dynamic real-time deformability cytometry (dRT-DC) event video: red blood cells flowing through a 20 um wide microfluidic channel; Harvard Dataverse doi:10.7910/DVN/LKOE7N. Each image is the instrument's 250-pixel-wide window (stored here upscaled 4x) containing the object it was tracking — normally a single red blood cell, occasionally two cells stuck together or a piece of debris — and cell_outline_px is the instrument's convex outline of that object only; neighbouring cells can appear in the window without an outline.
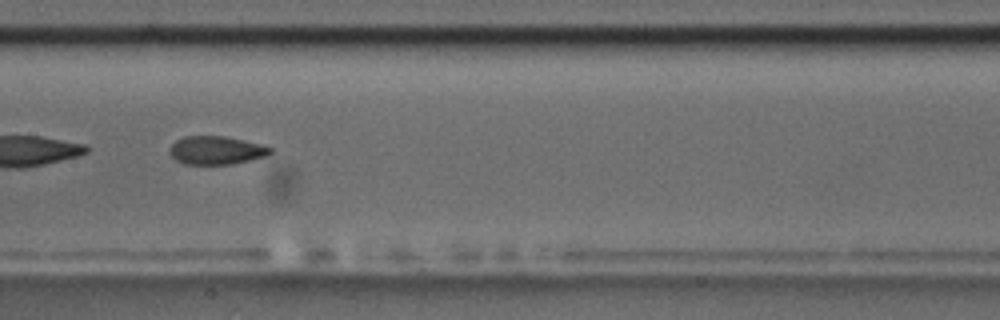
{"species": "common noctule bat (a hibernating species)", "species_latin": "Nyctalus noctula", "temperature_condition": "room temperature", "stored_images_in_passage": 19, "camera_frame_rate_fps": 3000, "um_per_image_px": 0.085, "animal": {"sex": "male", "body_mass_g": 17.5, "forearm_length_mm": 52.3}, "frame": {"image": 1, "passage_image": 11, "time_ms": 3.333, "image_size_px": [1000, 320], "cell_outline_px": [[272, 152], [268, 156], [232, 164], [184, 164], [176, 160], [168, 152], [168, 148], [176, 140], [184, 136], [224, 136], [264, 144], [272, 148]], "centroid_in_image_um": [18.39, 12.77], "position_along_channel_um": 189.0, "area_um2": 16.82}}
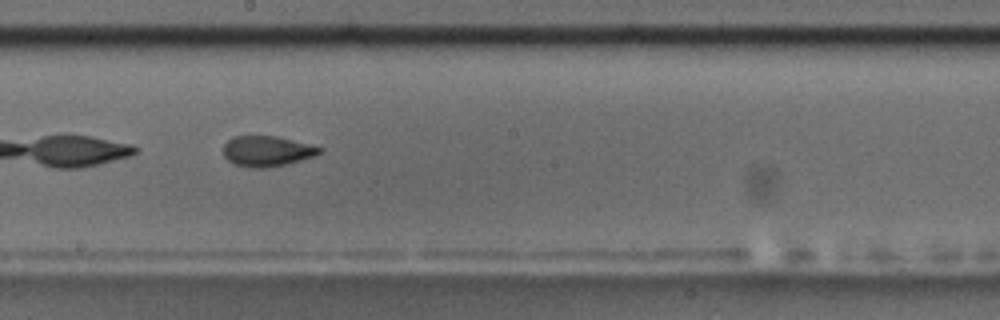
{"frame": {"image": 2, "passage_image": 14, "time_ms": 4.333, "image_size_px": [1000, 320], "cell_outline_px": [[324, 148], [320, 152], [312, 156], [300, 160], [284, 164], [264, 168], [252, 168], [236, 164], [228, 160], [224, 156], [224, 144], [232, 136], [276, 136]], "centroid_in_image_um": [22.66, 12.84], "position_along_channel_um": 225.5, "area_um2": 16.76}}